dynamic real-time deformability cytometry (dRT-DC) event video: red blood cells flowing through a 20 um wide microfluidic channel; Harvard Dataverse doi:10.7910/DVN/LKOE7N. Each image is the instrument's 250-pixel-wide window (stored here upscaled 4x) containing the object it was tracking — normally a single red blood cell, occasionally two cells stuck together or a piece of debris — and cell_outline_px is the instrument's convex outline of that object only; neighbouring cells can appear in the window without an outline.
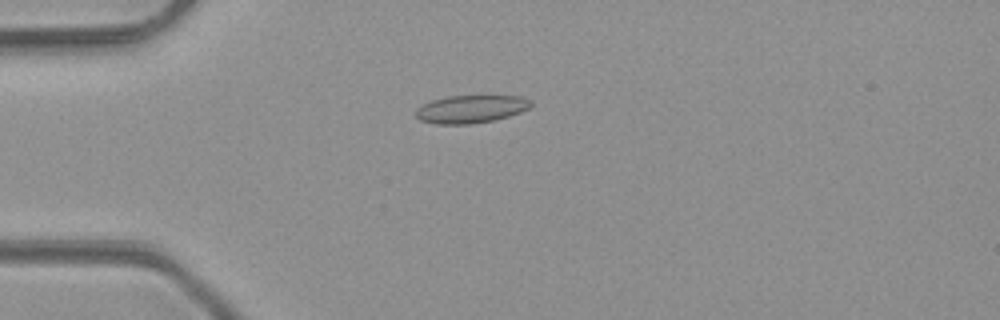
{"species": "common noctule bat (a hibernating species)", "species_latin": "Nyctalus noctula", "temperature_condition": "room temperature", "stored_images_in_passage": 4, "camera_frame_rate_fps": 3000, "um_per_image_px": 0.085, "animal": {"sex": "male", "body_mass_g": 23.1, "forearm_length_mm": 52.7}, "frame": {"image": 1, "passage_image": 3, "time_ms": 2.333, "image_size_px": [1000, 320], "cell_outline_px": [[532, 104], [528, 108], [520, 112], [508, 116], [492, 120], [468, 124], [436, 124], [420, 120], [416, 116], [416, 112], [424, 104], [432, 100], [448, 96], [520, 96], [528, 100]], "centroid_in_image_um": [40.01, 9.27], "position_along_channel_um": 45.0, "area_um2": 18.26}}